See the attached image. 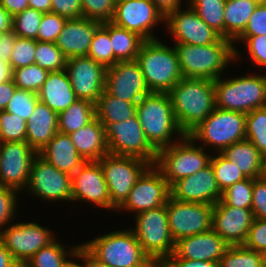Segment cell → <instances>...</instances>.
<instances>
[{"label": "cell", "mask_w": 266, "mask_h": 267, "mask_svg": "<svg viewBox=\"0 0 266 267\" xmlns=\"http://www.w3.org/2000/svg\"><path fill=\"white\" fill-rule=\"evenodd\" d=\"M254 220L251 208L226 205L221 199L214 205L212 229L229 246L243 245Z\"/></svg>", "instance_id": "cell-21"}, {"label": "cell", "mask_w": 266, "mask_h": 267, "mask_svg": "<svg viewBox=\"0 0 266 267\" xmlns=\"http://www.w3.org/2000/svg\"><path fill=\"white\" fill-rule=\"evenodd\" d=\"M37 154L26 141L0 142V186L25 192Z\"/></svg>", "instance_id": "cell-16"}, {"label": "cell", "mask_w": 266, "mask_h": 267, "mask_svg": "<svg viewBox=\"0 0 266 267\" xmlns=\"http://www.w3.org/2000/svg\"><path fill=\"white\" fill-rule=\"evenodd\" d=\"M221 154L241 170L247 178H260L263 157L260 151L247 139L225 148Z\"/></svg>", "instance_id": "cell-30"}, {"label": "cell", "mask_w": 266, "mask_h": 267, "mask_svg": "<svg viewBox=\"0 0 266 267\" xmlns=\"http://www.w3.org/2000/svg\"><path fill=\"white\" fill-rule=\"evenodd\" d=\"M51 230L36 222L8 225L0 232V240L18 265H24L39 249L56 240Z\"/></svg>", "instance_id": "cell-13"}, {"label": "cell", "mask_w": 266, "mask_h": 267, "mask_svg": "<svg viewBox=\"0 0 266 267\" xmlns=\"http://www.w3.org/2000/svg\"><path fill=\"white\" fill-rule=\"evenodd\" d=\"M243 245L261 253L266 250V220L254 218Z\"/></svg>", "instance_id": "cell-52"}, {"label": "cell", "mask_w": 266, "mask_h": 267, "mask_svg": "<svg viewBox=\"0 0 266 267\" xmlns=\"http://www.w3.org/2000/svg\"><path fill=\"white\" fill-rule=\"evenodd\" d=\"M34 197L47 201H70L72 198L71 175L58 170L37 154L31 164L26 186Z\"/></svg>", "instance_id": "cell-15"}, {"label": "cell", "mask_w": 266, "mask_h": 267, "mask_svg": "<svg viewBox=\"0 0 266 267\" xmlns=\"http://www.w3.org/2000/svg\"><path fill=\"white\" fill-rule=\"evenodd\" d=\"M71 185V201H88L97 207L112 209L108 186L98 161H86L71 175Z\"/></svg>", "instance_id": "cell-20"}, {"label": "cell", "mask_w": 266, "mask_h": 267, "mask_svg": "<svg viewBox=\"0 0 266 267\" xmlns=\"http://www.w3.org/2000/svg\"><path fill=\"white\" fill-rule=\"evenodd\" d=\"M136 61L150 92L168 93L182 78L175 47L158 39L144 41Z\"/></svg>", "instance_id": "cell-4"}, {"label": "cell", "mask_w": 266, "mask_h": 267, "mask_svg": "<svg viewBox=\"0 0 266 267\" xmlns=\"http://www.w3.org/2000/svg\"><path fill=\"white\" fill-rule=\"evenodd\" d=\"M257 5L253 0H226L223 13L224 38L234 42L245 30Z\"/></svg>", "instance_id": "cell-31"}, {"label": "cell", "mask_w": 266, "mask_h": 267, "mask_svg": "<svg viewBox=\"0 0 266 267\" xmlns=\"http://www.w3.org/2000/svg\"><path fill=\"white\" fill-rule=\"evenodd\" d=\"M98 162L103 170L113 210H117L124 203L138 177L150 165L137 157L110 153Z\"/></svg>", "instance_id": "cell-10"}, {"label": "cell", "mask_w": 266, "mask_h": 267, "mask_svg": "<svg viewBox=\"0 0 266 267\" xmlns=\"http://www.w3.org/2000/svg\"><path fill=\"white\" fill-rule=\"evenodd\" d=\"M137 105L109 95L105 90L95 104L96 118L107 128L112 123L126 121L136 114Z\"/></svg>", "instance_id": "cell-32"}, {"label": "cell", "mask_w": 266, "mask_h": 267, "mask_svg": "<svg viewBox=\"0 0 266 267\" xmlns=\"http://www.w3.org/2000/svg\"><path fill=\"white\" fill-rule=\"evenodd\" d=\"M67 19L82 17V0H51V11Z\"/></svg>", "instance_id": "cell-55"}, {"label": "cell", "mask_w": 266, "mask_h": 267, "mask_svg": "<svg viewBox=\"0 0 266 267\" xmlns=\"http://www.w3.org/2000/svg\"><path fill=\"white\" fill-rule=\"evenodd\" d=\"M42 17V12L29 7L12 17V31L18 37L37 41V34Z\"/></svg>", "instance_id": "cell-43"}, {"label": "cell", "mask_w": 266, "mask_h": 267, "mask_svg": "<svg viewBox=\"0 0 266 267\" xmlns=\"http://www.w3.org/2000/svg\"><path fill=\"white\" fill-rule=\"evenodd\" d=\"M39 101L59 114L77 99L66 70L49 72L41 90Z\"/></svg>", "instance_id": "cell-29"}, {"label": "cell", "mask_w": 266, "mask_h": 267, "mask_svg": "<svg viewBox=\"0 0 266 267\" xmlns=\"http://www.w3.org/2000/svg\"><path fill=\"white\" fill-rule=\"evenodd\" d=\"M251 210L254 218L266 220V180L253 179Z\"/></svg>", "instance_id": "cell-53"}, {"label": "cell", "mask_w": 266, "mask_h": 267, "mask_svg": "<svg viewBox=\"0 0 266 267\" xmlns=\"http://www.w3.org/2000/svg\"><path fill=\"white\" fill-rule=\"evenodd\" d=\"M196 14L221 37H224V6L226 0H188Z\"/></svg>", "instance_id": "cell-37"}, {"label": "cell", "mask_w": 266, "mask_h": 267, "mask_svg": "<svg viewBox=\"0 0 266 267\" xmlns=\"http://www.w3.org/2000/svg\"><path fill=\"white\" fill-rule=\"evenodd\" d=\"M110 41L114 57L118 61H133L136 60L145 40L137 33L128 31L110 21Z\"/></svg>", "instance_id": "cell-34"}, {"label": "cell", "mask_w": 266, "mask_h": 267, "mask_svg": "<svg viewBox=\"0 0 266 267\" xmlns=\"http://www.w3.org/2000/svg\"><path fill=\"white\" fill-rule=\"evenodd\" d=\"M58 132V114L38 101L27 121L26 142L39 153Z\"/></svg>", "instance_id": "cell-27"}, {"label": "cell", "mask_w": 266, "mask_h": 267, "mask_svg": "<svg viewBox=\"0 0 266 267\" xmlns=\"http://www.w3.org/2000/svg\"><path fill=\"white\" fill-rule=\"evenodd\" d=\"M17 267H26L25 265H18Z\"/></svg>", "instance_id": "cell-70"}, {"label": "cell", "mask_w": 266, "mask_h": 267, "mask_svg": "<svg viewBox=\"0 0 266 267\" xmlns=\"http://www.w3.org/2000/svg\"><path fill=\"white\" fill-rule=\"evenodd\" d=\"M38 154L58 170L69 175L75 173L86 162L78 153L69 134L59 131Z\"/></svg>", "instance_id": "cell-26"}, {"label": "cell", "mask_w": 266, "mask_h": 267, "mask_svg": "<svg viewBox=\"0 0 266 267\" xmlns=\"http://www.w3.org/2000/svg\"><path fill=\"white\" fill-rule=\"evenodd\" d=\"M67 267H84V265H80L78 262L76 263L75 261H71Z\"/></svg>", "instance_id": "cell-68"}, {"label": "cell", "mask_w": 266, "mask_h": 267, "mask_svg": "<svg viewBox=\"0 0 266 267\" xmlns=\"http://www.w3.org/2000/svg\"><path fill=\"white\" fill-rule=\"evenodd\" d=\"M79 246H73L67 252L61 243L59 244L54 240L49 245L39 249L24 265L26 267H67L71 262L67 254L75 259Z\"/></svg>", "instance_id": "cell-35"}, {"label": "cell", "mask_w": 266, "mask_h": 267, "mask_svg": "<svg viewBox=\"0 0 266 267\" xmlns=\"http://www.w3.org/2000/svg\"><path fill=\"white\" fill-rule=\"evenodd\" d=\"M12 30V16L0 5V34Z\"/></svg>", "instance_id": "cell-63"}, {"label": "cell", "mask_w": 266, "mask_h": 267, "mask_svg": "<svg viewBox=\"0 0 266 267\" xmlns=\"http://www.w3.org/2000/svg\"><path fill=\"white\" fill-rule=\"evenodd\" d=\"M266 35V3L258 4L240 36Z\"/></svg>", "instance_id": "cell-54"}, {"label": "cell", "mask_w": 266, "mask_h": 267, "mask_svg": "<svg viewBox=\"0 0 266 267\" xmlns=\"http://www.w3.org/2000/svg\"><path fill=\"white\" fill-rule=\"evenodd\" d=\"M179 67L184 78L216 80L231 60H237L239 51L234 43L221 37L209 45L174 43Z\"/></svg>", "instance_id": "cell-2"}, {"label": "cell", "mask_w": 266, "mask_h": 267, "mask_svg": "<svg viewBox=\"0 0 266 267\" xmlns=\"http://www.w3.org/2000/svg\"><path fill=\"white\" fill-rule=\"evenodd\" d=\"M101 24L85 17L67 19L55 42L56 46L67 59L87 56L93 35Z\"/></svg>", "instance_id": "cell-25"}, {"label": "cell", "mask_w": 266, "mask_h": 267, "mask_svg": "<svg viewBox=\"0 0 266 267\" xmlns=\"http://www.w3.org/2000/svg\"><path fill=\"white\" fill-rule=\"evenodd\" d=\"M66 21L67 18L56 13H44L39 26L37 41L55 43Z\"/></svg>", "instance_id": "cell-49"}, {"label": "cell", "mask_w": 266, "mask_h": 267, "mask_svg": "<svg viewBox=\"0 0 266 267\" xmlns=\"http://www.w3.org/2000/svg\"><path fill=\"white\" fill-rule=\"evenodd\" d=\"M27 122L17 115L0 111V142L26 141Z\"/></svg>", "instance_id": "cell-45"}, {"label": "cell", "mask_w": 266, "mask_h": 267, "mask_svg": "<svg viewBox=\"0 0 266 267\" xmlns=\"http://www.w3.org/2000/svg\"><path fill=\"white\" fill-rule=\"evenodd\" d=\"M262 179L266 180V156L263 157V163H262V173L260 176Z\"/></svg>", "instance_id": "cell-66"}, {"label": "cell", "mask_w": 266, "mask_h": 267, "mask_svg": "<svg viewBox=\"0 0 266 267\" xmlns=\"http://www.w3.org/2000/svg\"><path fill=\"white\" fill-rule=\"evenodd\" d=\"M18 263L13 259L8 249L0 240V267H17Z\"/></svg>", "instance_id": "cell-62"}, {"label": "cell", "mask_w": 266, "mask_h": 267, "mask_svg": "<svg viewBox=\"0 0 266 267\" xmlns=\"http://www.w3.org/2000/svg\"><path fill=\"white\" fill-rule=\"evenodd\" d=\"M216 156H211L210 163L212 165L217 184L223 192L228 187L247 177L239 170L229 159L225 158L221 153L216 152Z\"/></svg>", "instance_id": "cell-39"}, {"label": "cell", "mask_w": 266, "mask_h": 267, "mask_svg": "<svg viewBox=\"0 0 266 267\" xmlns=\"http://www.w3.org/2000/svg\"><path fill=\"white\" fill-rule=\"evenodd\" d=\"M36 40L17 37L10 55L11 70L35 63Z\"/></svg>", "instance_id": "cell-47"}, {"label": "cell", "mask_w": 266, "mask_h": 267, "mask_svg": "<svg viewBox=\"0 0 266 267\" xmlns=\"http://www.w3.org/2000/svg\"><path fill=\"white\" fill-rule=\"evenodd\" d=\"M188 135L221 153L228 146L246 139V114L215 108ZM205 143V144H204Z\"/></svg>", "instance_id": "cell-9"}, {"label": "cell", "mask_w": 266, "mask_h": 267, "mask_svg": "<svg viewBox=\"0 0 266 267\" xmlns=\"http://www.w3.org/2000/svg\"><path fill=\"white\" fill-rule=\"evenodd\" d=\"M246 139L266 156V106L246 114Z\"/></svg>", "instance_id": "cell-38"}, {"label": "cell", "mask_w": 266, "mask_h": 267, "mask_svg": "<svg viewBox=\"0 0 266 267\" xmlns=\"http://www.w3.org/2000/svg\"><path fill=\"white\" fill-rule=\"evenodd\" d=\"M95 117V104L78 99L58 114V131L65 134L76 132Z\"/></svg>", "instance_id": "cell-33"}, {"label": "cell", "mask_w": 266, "mask_h": 267, "mask_svg": "<svg viewBox=\"0 0 266 267\" xmlns=\"http://www.w3.org/2000/svg\"><path fill=\"white\" fill-rule=\"evenodd\" d=\"M38 101V93L16 88L14 95L5 108V111L17 115L27 122L33 114L34 107Z\"/></svg>", "instance_id": "cell-46"}, {"label": "cell", "mask_w": 266, "mask_h": 267, "mask_svg": "<svg viewBox=\"0 0 266 267\" xmlns=\"http://www.w3.org/2000/svg\"><path fill=\"white\" fill-rule=\"evenodd\" d=\"M219 263L220 267H262V256L244 245L229 246Z\"/></svg>", "instance_id": "cell-42"}, {"label": "cell", "mask_w": 266, "mask_h": 267, "mask_svg": "<svg viewBox=\"0 0 266 267\" xmlns=\"http://www.w3.org/2000/svg\"><path fill=\"white\" fill-rule=\"evenodd\" d=\"M17 35L11 30L7 33L0 34V60L10 64V55L14 47Z\"/></svg>", "instance_id": "cell-57"}, {"label": "cell", "mask_w": 266, "mask_h": 267, "mask_svg": "<svg viewBox=\"0 0 266 267\" xmlns=\"http://www.w3.org/2000/svg\"><path fill=\"white\" fill-rule=\"evenodd\" d=\"M111 46L110 22H104L96 29L87 56L105 68L114 66L118 60Z\"/></svg>", "instance_id": "cell-36"}, {"label": "cell", "mask_w": 266, "mask_h": 267, "mask_svg": "<svg viewBox=\"0 0 266 267\" xmlns=\"http://www.w3.org/2000/svg\"><path fill=\"white\" fill-rule=\"evenodd\" d=\"M49 71L33 63L25 67L12 70V79L18 89L30 90L38 93L45 82Z\"/></svg>", "instance_id": "cell-40"}, {"label": "cell", "mask_w": 266, "mask_h": 267, "mask_svg": "<svg viewBox=\"0 0 266 267\" xmlns=\"http://www.w3.org/2000/svg\"><path fill=\"white\" fill-rule=\"evenodd\" d=\"M253 1H255L258 4H265L266 3V0H253Z\"/></svg>", "instance_id": "cell-69"}, {"label": "cell", "mask_w": 266, "mask_h": 267, "mask_svg": "<svg viewBox=\"0 0 266 267\" xmlns=\"http://www.w3.org/2000/svg\"><path fill=\"white\" fill-rule=\"evenodd\" d=\"M75 258L84 260V267H109L108 265L94 258L81 244Z\"/></svg>", "instance_id": "cell-61"}, {"label": "cell", "mask_w": 266, "mask_h": 267, "mask_svg": "<svg viewBox=\"0 0 266 267\" xmlns=\"http://www.w3.org/2000/svg\"><path fill=\"white\" fill-rule=\"evenodd\" d=\"M69 136L85 161H98L109 153L106 128L96 117L81 129L70 133Z\"/></svg>", "instance_id": "cell-28"}, {"label": "cell", "mask_w": 266, "mask_h": 267, "mask_svg": "<svg viewBox=\"0 0 266 267\" xmlns=\"http://www.w3.org/2000/svg\"><path fill=\"white\" fill-rule=\"evenodd\" d=\"M158 267H220L219 262L186 260L174 254L168 256Z\"/></svg>", "instance_id": "cell-56"}, {"label": "cell", "mask_w": 266, "mask_h": 267, "mask_svg": "<svg viewBox=\"0 0 266 267\" xmlns=\"http://www.w3.org/2000/svg\"><path fill=\"white\" fill-rule=\"evenodd\" d=\"M0 5L13 17L29 8L28 0H0Z\"/></svg>", "instance_id": "cell-59"}, {"label": "cell", "mask_w": 266, "mask_h": 267, "mask_svg": "<svg viewBox=\"0 0 266 267\" xmlns=\"http://www.w3.org/2000/svg\"><path fill=\"white\" fill-rule=\"evenodd\" d=\"M229 245L213 229L175 242L173 254L177 258L219 262Z\"/></svg>", "instance_id": "cell-24"}, {"label": "cell", "mask_w": 266, "mask_h": 267, "mask_svg": "<svg viewBox=\"0 0 266 267\" xmlns=\"http://www.w3.org/2000/svg\"><path fill=\"white\" fill-rule=\"evenodd\" d=\"M105 91L136 105L150 93L136 60L118 61L114 66L106 68Z\"/></svg>", "instance_id": "cell-19"}, {"label": "cell", "mask_w": 266, "mask_h": 267, "mask_svg": "<svg viewBox=\"0 0 266 267\" xmlns=\"http://www.w3.org/2000/svg\"><path fill=\"white\" fill-rule=\"evenodd\" d=\"M244 41L251 61L266 68V35L239 36L233 43Z\"/></svg>", "instance_id": "cell-51"}, {"label": "cell", "mask_w": 266, "mask_h": 267, "mask_svg": "<svg viewBox=\"0 0 266 267\" xmlns=\"http://www.w3.org/2000/svg\"><path fill=\"white\" fill-rule=\"evenodd\" d=\"M179 128L188 134L216 108L214 81L182 77L168 92Z\"/></svg>", "instance_id": "cell-1"}, {"label": "cell", "mask_w": 266, "mask_h": 267, "mask_svg": "<svg viewBox=\"0 0 266 267\" xmlns=\"http://www.w3.org/2000/svg\"><path fill=\"white\" fill-rule=\"evenodd\" d=\"M19 191L7 187V186H0V232L2 231V227L6 226V224L11 223L10 221L13 220L15 217L16 210V203H18L17 197Z\"/></svg>", "instance_id": "cell-50"}, {"label": "cell", "mask_w": 266, "mask_h": 267, "mask_svg": "<svg viewBox=\"0 0 266 267\" xmlns=\"http://www.w3.org/2000/svg\"><path fill=\"white\" fill-rule=\"evenodd\" d=\"M262 256V267H266V250L261 253Z\"/></svg>", "instance_id": "cell-67"}, {"label": "cell", "mask_w": 266, "mask_h": 267, "mask_svg": "<svg viewBox=\"0 0 266 267\" xmlns=\"http://www.w3.org/2000/svg\"><path fill=\"white\" fill-rule=\"evenodd\" d=\"M164 22L176 43L209 45L221 38L190 6L186 10L180 8L169 13Z\"/></svg>", "instance_id": "cell-22"}, {"label": "cell", "mask_w": 266, "mask_h": 267, "mask_svg": "<svg viewBox=\"0 0 266 267\" xmlns=\"http://www.w3.org/2000/svg\"><path fill=\"white\" fill-rule=\"evenodd\" d=\"M13 79L0 83V111H4L16 90Z\"/></svg>", "instance_id": "cell-58"}, {"label": "cell", "mask_w": 266, "mask_h": 267, "mask_svg": "<svg viewBox=\"0 0 266 267\" xmlns=\"http://www.w3.org/2000/svg\"><path fill=\"white\" fill-rule=\"evenodd\" d=\"M115 14L113 0H82V17L98 22H110Z\"/></svg>", "instance_id": "cell-48"}, {"label": "cell", "mask_w": 266, "mask_h": 267, "mask_svg": "<svg viewBox=\"0 0 266 267\" xmlns=\"http://www.w3.org/2000/svg\"><path fill=\"white\" fill-rule=\"evenodd\" d=\"M35 63L52 71H62L67 64V57L56 46V43L36 41Z\"/></svg>", "instance_id": "cell-41"}, {"label": "cell", "mask_w": 266, "mask_h": 267, "mask_svg": "<svg viewBox=\"0 0 266 267\" xmlns=\"http://www.w3.org/2000/svg\"><path fill=\"white\" fill-rule=\"evenodd\" d=\"M157 9L166 17L169 13H172L181 8L182 0H151Z\"/></svg>", "instance_id": "cell-60"}, {"label": "cell", "mask_w": 266, "mask_h": 267, "mask_svg": "<svg viewBox=\"0 0 266 267\" xmlns=\"http://www.w3.org/2000/svg\"><path fill=\"white\" fill-rule=\"evenodd\" d=\"M135 228H131L144 253L158 267L174 252L168 224L166 204L155 209L137 213Z\"/></svg>", "instance_id": "cell-8"}, {"label": "cell", "mask_w": 266, "mask_h": 267, "mask_svg": "<svg viewBox=\"0 0 266 267\" xmlns=\"http://www.w3.org/2000/svg\"><path fill=\"white\" fill-rule=\"evenodd\" d=\"M108 152L120 156H132L155 164L157 150L149 143L135 114L126 121L112 123L106 128Z\"/></svg>", "instance_id": "cell-11"}, {"label": "cell", "mask_w": 266, "mask_h": 267, "mask_svg": "<svg viewBox=\"0 0 266 267\" xmlns=\"http://www.w3.org/2000/svg\"><path fill=\"white\" fill-rule=\"evenodd\" d=\"M253 193V178L238 181L222 192L221 200L229 206L251 208Z\"/></svg>", "instance_id": "cell-44"}, {"label": "cell", "mask_w": 266, "mask_h": 267, "mask_svg": "<svg viewBox=\"0 0 266 267\" xmlns=\"http://www.w3.org/2000/svg\"><path fill=\"white\" fill-rule=\"evenodd\" d=\"M81 245L109 267H157L144 253L130 228L100 235Z\"/></svg>", "instance_id": "cell-5"}, {"label": "cell", "mask_w": 266, "mask_h": 267, "mask_svg": "<svg viewBox=\"0 0 266 267\" xmlns=\"http://www.w3.org/2000/svg\"><path fill=\"white\" fill-rule=\"evenodd\" d=\"M28 4L43 14L51 11V0H28Z\"/></svg>", "instance_id": "cell-64"}, {"label": "cell", "mask_w": 266, "mask_h": 267, "mask_svg": "<svg viewBox=\"0 0 266 267\" xmlns=\"http://www.w3.org/2000/svg\"><path fill=\"white\" fill-rule=\"evenodd\" d=\"M12 79V70L8 64L0 60V83Z\"/></svg>", "instance_id": "cell-65"}, {"label": "cell", "mask_w": 266, "mask_h": 267, "mask_svg": "<svg viewBox=\"0 0 266 267\" xmlns=\"http://www.w3.org/2000/svg\"><path fill=\"white\" fill-rule=\"evenodd\" d=\"M136 115L149 143L158 151L174 144L173 134H185L179 128L168 93L150 92L138 103Z\"/></svg>", "instance_id": "cell-3"}, {"label": "cell", "mask_w": 266, "mask_h": 267, "mask_svg": "<svg viewBox=\"0 0 266 267\" xmlns=\"http://www.w3.org/2000/svg\"><path fill=\"white\" fill-rule=\"evenodd\" d=\"M170 197L182 202L215 205L222 197L211 163L194 175L184 177L170 186Z\"/></svg>", "instance_id": "cell-23"}, {"label": "cell", "mask_w": 266, "mask_h": 267, "mask_svg": "<svg viewBox=\"0 0 266 267\" xmlns=\"http://www.w3.org/2000/svg\"><path fill=\"white\" fill-rule=\"evenodd\" d=\"M204 149L185 134L180 142L158 150L154 165L171 186L179 179L194 175L210 164L211 155L206 154L208 152H204Z\"/></svg>", "instance_id": "cell-7"}, {"label": "cell", "mask_w": 266, "mask_h": 267, "mask_svg": "<svg viewBox=\"0 0 266 267\" xmlns=\"http://www.w3.org/2000/svg\"><path fill=\"white\" fill-rule=\"evenodd\" d=\"M65 70L77 99L96 104L105 90L106 68L88 56L67 59Z\"/></svg>", "instance_id": "cell-18"}, {"label": "cell", "mask_w": 266, "mask_h": 267, "mask_svg": "<svg viewBox=\"0 0 266 267\" xmlns=\"http://www.w3.org/2000/svg\"><path fill=\"white\" fill-rule=\"evenodd\" d=\"M165 17L151 0H121L115 3L111 22L128 31L137 33L146 40H154L151 30Z\"/></svg>", "instance_id": "cell-17"}, {"label": "cell", "mask_w": 266, "mask_h": 267, "mask_svg": "<svg viewBox=\"0 0 266 267\" xmlns=\"http://www.w3.org/2000/svg\"><path fill=\"white\" fill-rule=\"evenodd\" d=\"M169 231L176 242L212 229L213 205L182 202L169 197L167 204Z\"/></svg>", "instance_id": "cell-12"}, {"label": "cell", "mask_w": 266, "mask_h": 267, "mask_svg": "<svg viewBox=\"0 0 266 267\" xmlns=\"http://www.w3.org/2000/svg\"><path fill=\"white\" fill-rule=\"evenodd\" d=\"M170 186L161 171L153 164L149 165L138 177L124 203L117 209L137 214L167 204Z\"/></svg>", "instance_id": "cell-14"}, {"label": "cell", "mask_w": 266, "mask_h": 267, "mask_svg": "<svg viewBox=\"0 0 266 267\" xmlns=\"http://www.w3.org/2000/svg\"><path fill=\"white\" fill-rule=\"evenodd\" d=\"M214 80L215 107L248 114L266 106V75Z\"/></svg>", "instance_id": "cell-6"}]
</instances>
